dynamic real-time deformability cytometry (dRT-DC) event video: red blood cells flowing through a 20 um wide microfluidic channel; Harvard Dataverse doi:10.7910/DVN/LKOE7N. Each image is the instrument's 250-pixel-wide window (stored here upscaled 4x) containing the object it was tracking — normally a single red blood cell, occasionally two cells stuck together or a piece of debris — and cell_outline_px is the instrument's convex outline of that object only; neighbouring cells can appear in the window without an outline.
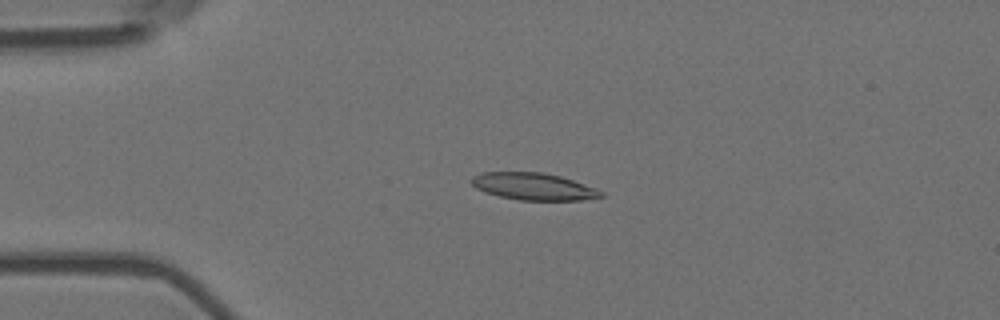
{"species": "Egyptian fruit bat (a non-hibernating species)", "species_latin": "Rousettus aegyptiacus", "temperature_condition": "room temperature", "stored_images_in_passage": 4, "camera_frame_rate_fps": 3000, "um_per_image_px": 0.085, "animal": {"sex": "female"}, "frame": {"image": 1, "passage_image": 3, "time_ms": 0.667, "image_size_px": [1000, 320], "cell_outline_px": [[604, 196], [580, 200], [520, 200], [500, 196], [484, 192], [476, 188], [468, 180], [472, 176], [480, 172], [540, 172], [560, 176], [596, 188], [604, 192]], "centroid_in_image_um": [45.31, 15.84], "position_along_channel_um": 39.7, "area_um2": 20.46}}